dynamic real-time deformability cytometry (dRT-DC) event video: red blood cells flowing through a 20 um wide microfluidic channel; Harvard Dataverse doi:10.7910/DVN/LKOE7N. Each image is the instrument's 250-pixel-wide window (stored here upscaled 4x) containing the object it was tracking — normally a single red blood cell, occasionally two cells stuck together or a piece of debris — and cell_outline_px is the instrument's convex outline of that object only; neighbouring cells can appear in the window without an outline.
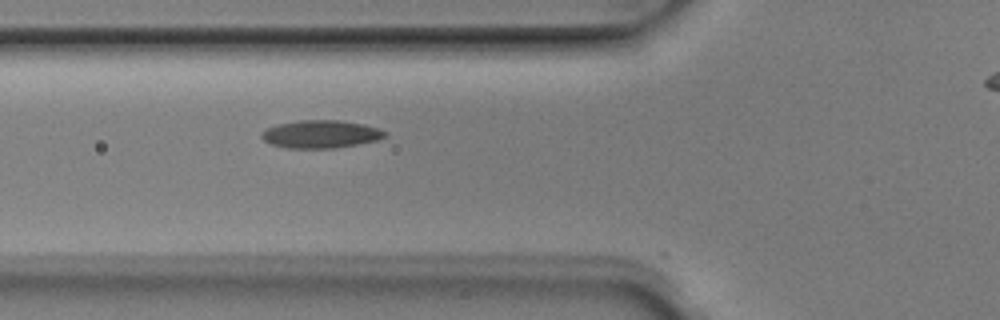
{"species": "Egyptian fruit bat (a non-hibernating species)", "species_latin": "Rousettus aegyptiacus", "temperature_condition": "room temperature", "stored_images_in_passage": 4, "segment_of_instrument_passage": [1, 2], "camera_frame_rate_fps": 3000, "um_per_image_px": 0.085, "animal": {"sex": "male"}, "frame": {"image": 1, "passage_image": 3, "time_ms": 0.667, "image_size_px": [1000, 320], "cell_outline_px": [[388, 132], [384, 136], [376, 140], [336, 148], [288, 148], [272, 144], [264, 140], [260, 136], [268, 128], [276, 124], [300, 120], [340, 120], [364, 124], [380, 128]], "centroid_in_image_um": [27.28, 11.39], "position_along_channel_um": 98.5, "area_um2": 19.88}}